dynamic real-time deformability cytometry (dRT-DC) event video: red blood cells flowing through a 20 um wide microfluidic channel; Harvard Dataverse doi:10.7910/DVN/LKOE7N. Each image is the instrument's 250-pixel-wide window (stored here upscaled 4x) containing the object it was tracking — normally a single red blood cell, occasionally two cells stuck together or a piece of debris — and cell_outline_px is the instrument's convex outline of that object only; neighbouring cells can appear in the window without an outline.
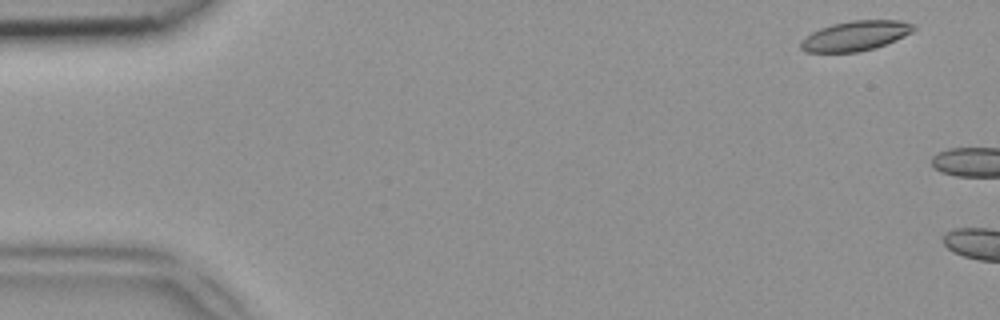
{"species": "common noctule bat (a hibernating species)", "species_latin": "Nyctalus noctula", "temperature_condition": "room temperature", "stored_images_in_passage": 6, "camera_frame_rate_fps": 3000, "um_per_image_px": 0.085, "animal": {"sex": "female", "body_mass_g": 18.4}, "frame": {"image": 1, "passage_image": 3, "time_ms": 0.667, "image_size_px": [1000, 320], "cell_outline_px": [[916, 28], [912, 32], [896, 40], [872, 48], [856, 52], [804, 52], [800, 48], [800, 40], [804, 36], [820, 28], [832, 24], [852, 20], [900, 20], [912, 24]], "centroid_in_image_um": [72.66, 3.04], "position_along_channel_um": 12.3, "area_um2": 19.59}}